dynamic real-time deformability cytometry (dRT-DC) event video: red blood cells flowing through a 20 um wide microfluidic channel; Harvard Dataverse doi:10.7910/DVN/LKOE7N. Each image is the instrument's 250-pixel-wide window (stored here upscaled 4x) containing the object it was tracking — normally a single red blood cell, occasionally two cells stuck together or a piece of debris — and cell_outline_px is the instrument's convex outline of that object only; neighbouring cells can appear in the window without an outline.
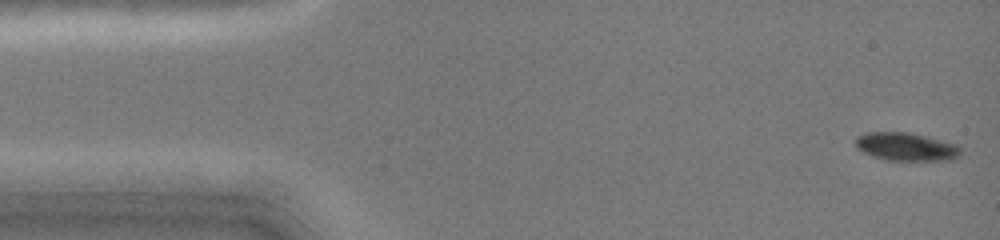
{"species": "common noctule bat (a hibernating species)", "species_latin": "Nyctalus noctula", "temperature_condition": "cold", "stored_images_in_passage": 46, "camera_frame_rate_fps": 3000, "um_per_image_px": 0.085, "animal": {"sex": "female", "body_mass_g": 19.0, "forearm_length_mm": 51.5}, "frame": {"image": 1, "passage_image": 1, "time_ms": 0.0, "image_size_px": [1000, 240], "cell_outline_px": [[960, 156], [952, 160], [888, 160], [872, 156], [856, 148], [856, 136], [868, 132], [908, 132], [956, 144], [960, 148]], "centroid_in_image_um": [77.01, 12.47], "position_along_channel_um": 8.0, "area_um2": 17.11}}
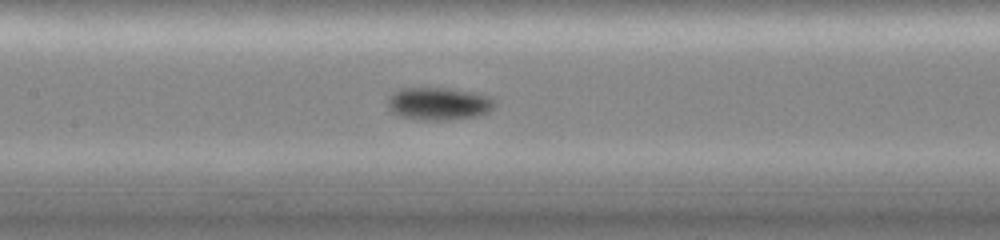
{"frame": {"image": 2, "passage_image": 21, "time_ms": 6.667, "image_size_px": [1000, 240], "cell_outline_px": [[492, 108], [488, 112], [472, 116], [444, 120], [432, 120], [400, 116], [392, 112], [388, 108], [388, 100], [400, 88], [452, 88], [472, 92], [488, 96], [492, 100]], "centroid_in_image_um": [37.25, 8.8], "position_along_channel_um": 170.1, "area_um2": 19.77}}
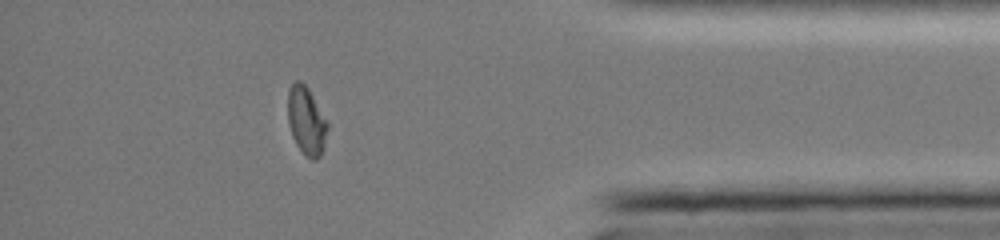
{"frame": {"image": 3, "passage_image": 40, "time_ms": 13.0, "image_size_px": [1000, 240], "cell_outline_px": [[328, 128], [324, 148], [320, 156], [316, 160], [312, 160], [304, 156], [296, 144], [292, 136], [288, 124], [288, 88], [296, 80], [300, 80], [308, 88], [328, 120]], "centroid_in_image_um": [26.05, 10.29], "position_along_channel_um": 409.1, "area_um2": 16.13}}